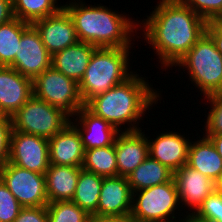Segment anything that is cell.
I'll return each instance as SVG.
<instances>
[{"label":"cell","instance_id":"6da1fadb","mask_svg":"<svg viewBox=\"0 0 222 222\" xmlns=\"http://www.w3.org/2000/svg\"><path fill=\"white\" fill-rule=\"evenodd\" d=\"M157 3L147 18L139 20L138 32L142 31V42L144 38L158 56L156 61L161 65L157 68L168 73L206 33L207 21L180 0Z\"/></svg>","mask_w":222,"mask_h":222},{"label":"cell","instance_id":"7a4b0ae2","mask_svg":"<svg viewBox=\"0 0 222 222\" xmlns=\"http://www.w3.org/2000/svg\"><path fill=\"white\" fill-rule=\"evenodd\" d=\"M145 77L136 71L125 82L90 99L85 107L119 132L141 130L139 124L143 116H149V111L159 102L161 104L163 97V91L156 90Z\"/></svg>","mask_w":222,"mask_h":222},{"label":"cell","instance_id":"3957f363","mask_svg":"<svg viewBox=\"0 0 222 222\" xmlns=\"http://www.w3.org/2000/svg\"><path fill=\"white\" fill-rule=\"evenodd\" d=\"M63 8L71 16L81 42L97 48H124L133 47L135 39L138 42L141 39V36H137L139 20L133 19L132 14L130 17L125 12L111 9L110 5L108 8L101 3L87 5L85 0H69L63 4Z\"/></svg>","mask_w":222,"mask_h":222},{"label":"cell","instance_id":"277c9868","mask_svg":"<svg viewBox=\"0 0 222 222\" xmlns=\"http://www.w3.org/2000/svg\"><path fill=\"white\" fill-rule=\"evenodd\" d=\"M131 49L133 47L97 48L94 51L79 82L84 105L93 97L125 82L136 72L130 66Z\"/></svg>","mask_w":222,"mask_h":222},{"label":"cell","instance_id":"5b68a950","mask_svg":"<svg viewBox=\"0 0 222 222\" xmlns=\"http://www.w3.org/2000/svg\"><path fill=\"white\" fill-rule=\"evenodd\" d=\"M174 66L178 72L187 70L186 76L197 88L195 92H200L201 100L202 95L205 98L222 93V55L206 33Z\"/></svg>","mask_w":222,"mask_h":222},{"label":"cell","instance_id":"8992f818","mask_svg":"<svg viewBox=\"0 0 222 222\" xmlns=\"http://www.w3.org/2000/svg\"><path fill=\"white\" fill-rule=\"evenodd\" d=\"M180 208L173 178L169 182L133 192L130 218L138 222H178L184 216Z\"/></svg>","mask_w":222,"mask_h":222},{"label":"cell","instance_id":"52a82bcc","mask_svg":"<svg viewBox=\"0 0 222 222\" xmlns=\"http://www.w3.org/2000/svg\"><path fill=\"white\" fill-rule=\"evenodd\" d=\"M11 119L14 131L49 140L70 122L71 117L60 108L32 95Z\"/></svg>","mask_w":222,"mask_h":222},{"label":"cell","instance_id":"ba28073f","mask_svg":"<svg viewBox=\"0 0 222 222\" xmlns=\"http://www.w3.org/2000/svg\"><path fill=\"white\" fill-rule=\"evenodd\" d=\"M33 95L58 107L71 118L85 106L79 84L52 66L32 81Z\"/></svg>","mask_w":222,"mask_h":222},{"label":"cell","instance_id":"9c48e42d","mask_svg":"<svg viewBox=\"0 0 222 222\" xmlns=\"http://www.w3.org/2000/svg\"><path fill=\"white\" fill-rule=\"evenodd\" d=\"M0 179L23 207L47 206L45 174L8 162L0 169Z\"/></svg>","mask_w":222,"mask_h":222},{"label":"cell","instance_id":"30bf717a","mask_svg":"<svg viewBox=\"0 0 222 222\" xmlns=\"http://www.w3.org/2000/svg\"><path fill=\"white\" fill-rule=\"evenodd\" d=\"M9 163L45 174L50 166L48 139L12 130Z\"/></svg>","mask_w":222,"mask_h":222},{"label":"cell","instance_id":"8fae6325","mask_svg":"<svg viewBox=\"0 0 222 222\" xmlns=\"http://www.w3.org/2000/svg\"><path fill=\"white\" fill-rule=\"evenodd\" d=\"M51 66V55L42 43L39 32L31 24L21 36L18 54L10 66L32 81Z\"/></svg>","mask_w":222,"mask_h":222},{"label":"cell","instance_id":"7c38bea8","mask_svg":"<svg viewBox=\"0 0 222 222\" xmlns=\"http://www.w3.org/2000/svg\"><path fill=\"white\" fill-rule=\"evenodd\" d=\"M158 132L160 134L157 133L154 139L146 133L149 156L175 172L187 164L189 146L193 138L188 137L191 134L186 135L184 132L182 134L176 129Z\"/></svg>","mask_w":222,"mask_h":222},{"label":"cell","instance_id":"4fadbf2b","mask_svg":"<svg viewBox=\"0 0 222 222\" xmlns=\"http://www.w3.org/2000/svg\"><path fill=\"white\" fill-rule=\"evenodd\" d=\"M173 178L184 213H196L203 201L215 191L213 180L188 165L175 171Z\"/></svg>","mask_w":222,"mask_h":222},{"label":"cell","instance_id":"5bb4252c","mask_svg":"<svg viewBox=\"0 0 222 222\" xmlns=\"http://www.w3.org/2000/svg\"><path fill=\"white\" fill-rule=\"evenodd\" d=\"M32 25L39 32L42 43L51 56L79 41L71 16L64 8Z\"/></svg>","mask_w":222,"mask_h":222},{"label":"cell","instance_id":"9a60e30c","mask_svg":"<svg viewBox=\"0 0 222 222\" xmlns=\"http://www.w3.org/2000/svg\"><path fill=\"white\" fill-rule=\"evenodd\" d=\"M33 95L32 80L10 66H0V112L12 117Z\"/></svg>","mask_w":222,"mask_h":222},{"label":"cell","instance_id":"2e32d148","mask_svg":"<svg viewBox=\"0 0 222 222\" xmlns=\"http://www.w3.org/2000/svg\"><path fill=\"white\" fill-rule=\"evenodd\" d=\"M133 192L127 177H103L97 215L130 216Z\"/></svg>","mask_w":222,"mask_h":222},{"label":"cell","instance_id":"e0dca14e","mask_svg":"<svg viewBox=\"0 0 222 222\" xmlns=\"http://www.w3.org/2000/svg\"><path fill=\"white\" fill-rule=\"evenodd\" d=\"M119 132L115 138L118 176L127 177L148 156L149 146L145 130Z\"/></svg>","mask_w":222,"mask_h":222},{"label":"cell","instance_id":"ac0fdd59","mask_svg":"<svg viewBox=\"0 0 222 222\" xmlns=\"http://www.w3.org/2000/svg\"><path fill=\"white\" fill-rule=\"evenodd\" d=\"M70 122L78 129L84 150L112 145L119 133L109 122L96 116L85 106L70 119Z\"/></svg>","mask_w":222,"mask_h":222},{"label":"cell","instance_id":"d6986e66","mask_svg":"<svg viewBox=\"0 0 222 222\" xmlns=\"http://www.w3.org/2000/svg\"><path fill=\"white\" fill-rule=\"evenodd\" d=\"M50 165L82 168L85 150L78 129L69 122L48 140Z\"/></svg>","mask_w":222,"mask_h":222},{"label":"cell","instance_id":"ffe728a7","mask_svg":"<svg viewBox=\"0 0 222 222\" xmlns=\"http://www.w3.org/2000/svg\"><path fill=\"white\" fill-rule=\"evenodd\" d=\"M96 49L93 44L78 41L53 54L51 66L79 84Z\"/></svg>","mask_w":222,"mask_h":222},{"label":"cell","instance_id":"44dd1931","mask_svg":"<svg viewBox=\"0 0 222 222\" xmlns=\"http://www.w3.org/2000/svg\"><path fill=\"white\" fill-rule=\"evenodd\" d=\"M197 132V135L195 134L197 140L194 139V134L192 136L194 141L190 143L186 165L215 182L222 172V158L211 140L203 134L198 135Z\"/></svg>","mask_w":222,"mask_h":222},{"label":"cell","instance_id":"7402d4cb","mask_svg":"<svg viewBox=\"0 0 222 222\" xmlns=\"http://www.w3.org/2000/svg\"><path fill=\"white\" fill-rule=\"evenodd\" d=\"M81 169L62 165L48 167L45 173L48 203L73 199Z\"/></svg>","mask_w":222,"mask_h":222},{"label":"cell","instance_id":"603a6c76","mask_svg":"<svg viewBox=\"0 0 222 222\" xmlns=\"http://www.w3.org/2000/svg\"><path fill=\"white\" fill-rule=\"evenodd\" d=\"M174 172L167 166L148 156L128 176V183L132 192L169 182L173 179Z\"/></svg>","mask_w":222,"mask_h":222},{"label":"cell","instance_id":"cb8c5ba5","mask_svg":"<svg viewBox=\"0 0 222 222\" xmlns=\"http://www.w3.org/2000/svg\"><path fill=\"white\" fill-rule=\"evenodd\" d=\"M102 183V176L82 168L72 201L89 215H97V205Z\"/></svg>","mask_w":222,"mask_h":222},{"label":"cell","instance_id":"d4e9b609","mask_svg":"<svg viewBox=\"0 0 222 222\" xmlns=\"http://www.w3.org/2000/svg\"><path fill=\"white\" fill-rule=\"evenodd\" d=\"M30 25L17 18L0 25V66H11L14 63L22 33Z\"/></svg>","mask_w":222,"mask_h":222},{"label":"cell","instance_id":"484cf974","mask_svg":"<svg viewBox=\"0 0 222 222\" xmlns=\"http://www.w3.org/2000/svg\"><path fill=\"white\" fill-rule=\"evenodd\" d=\"M116 161L115 145L113 143L107 147L85 150L82 168L102 177L118 176Z\"/></svg>","mask_w":222,"mask_h":222},{"label":"cell","instance_id":"4316f807","mask_svg":"<svg viewBox=\"0 0 222 222\" xmlns=\"http://www.w3.org/2000/svg\"><path fill=\"white\" fill-rule=\"evenodd\" d=\"M58 1L60 2V0H13L14 17L33 24L37 20L59 12L63 5Z\"/></svg>","mask_w":222,"mask_h":222},{"label":"cell","instance_id":"83f0119b","mask_svg":"<svg viewBox=\"0 0 222 222\" xmlns=\"http://www.w3.org/2000/svg\"><path fill=\"white\" fill-rule=\"evenodd\" d=\"M46 208L49 222H89L91 216L72 200L50 202Z\"/></svg>","mask_w":222,"mask_h":222},{"label":"cell","instance_id":"f1b7e54d","mask_svg":"<svg viewBox=\"0 0 222 222\" xmlns=\"http://www.w3.org/2000/svg\"><path fill=\"white\" fill-rule=\"evenodd\" d=\"M205 99V103L203 105H208V107L204 112V117H206V121L204 122L201 133L203 135H217L222 134V93L213 94L203 98ZM208 103V104H206ZM210 105V106H209ZM208 111V113L206 112ZM206 113V114H205Z\"/></svg>","mask_w":222,"mask_h":222},{"label":"cell","instance_id":"f546056e","mask_svg":"<svg viewBox=\"0 0 222 222\" xmlns=\"http://www.w3.org/2000/svg\"><path fill=\"white\" fill-rule=\"evenodd\" d=\"M207 22L222 19V0H180Z\"/></svg>","mask_w":222,"mask_h":222},{"label":"cell","instance_id":"4dcf8cb0","mask_svg":"<svg viewBox=\"0 0 222 222\" xmlns=\"http://www.w3.org/2000/svg\"><path fill=\"white\" fill-rule=\"evenodd\" d=\"M23 206L0 179V222H14Z\"/></svg>","mask_w":222,"mask_h":222},{"label":"cell","instance_id":"1f68e13d","mask_svg":"<svg viewBox=\"0 0 222 222\" xmlns=\"http://www.w3.org/2000/svg\"><path fill=\"white\" fill-rule=\"evenodd\" d=\"M196 214L212 222H222V193L214 191L210 194Z\"/></svg>","mask_w":222,"mask_h":222},{"label":"cell","instance_id":"d6a6232c","mask_svg":"<svg viewBox=\"0 0 222 222\" xmlns=\"http://www.w3.org/2000/svg\"><path fill=\"white\" fill-rule=\"evenodd\" d=\"M12 130V119L6 116L0 122V169L9 162Z\"/></svg>","mask_w":222,"mask_h":222},{"label":"cell","instance_id":"836d02e7","mask_svg":"<svg viewBox=\"0 0 222 222\" xmlns=\"http://www.w3.org/2000/svg\"><path fill=\"white\" fill-rule=\"evenodd\" d=\"M14 222H49L46 206L23 207Z\"/></svg>","mask_w":222,"mask_h":222},{"label":"cell","instance_id":"e575fe53","mask_svg":"<svg viewBox=\"0 0 222 222\" xmlns=\"http://www.w3.org/2000/svg\"><path fill=\"white\" fill-rule=\"evenodd\" d=\"M206 34L212 39L216 49L222 55V19L208 21Z\"/></svg>","mask_w":222,"mask_h":222},{"label":"cell","instance_id":"d590c367","mask_svg":"<svg viewBox=\"0 0 222 222\" xmlns=\"http://www.w3.org/2000/svg\"><path fill=\"white\" fill-rule=\"evenodd\" d=\"M13 4L10 0H0V25L14 19Z\"/></svg>","mask_w":222,"mask_h":222},{"label":"cell","instance_id":"8d00e7d4","mask_svg":"<svg viewBox=\"0 0 222 222\" xmlns=\"http://www.w3.org/2000/svg\"><path fill=\"white\" fill-rule=\"evenodd\" d=\"M130 216H90L89 222H132Z\"/></svg>","mask_w":222,"mask_h":222},{"label":"cell","instance_id":"74e56055","mask_svg":"<svg viewBox=\"0 0 222 222\" xmlns=\"http://www.w3.org/2000/svg\"><path fill=\"white\" fill-rule=\"evenodd\" d=\"M178 222H212L199 217L196 213H185Z\"/></svg>","mask_w":222,"mask_h":222},{"label":"cell","instance_id":"f35d334b","mask_svg":"<svg viewBox=\"0 0 222 222\" xmlns=\"http://www.w3.org/2000/svg\"><path fill=\"white\" fill-rule=\"evenodd\" d=\"M211 140L214 144L219 156L222 158V134L217 135H204Z\"/></svg>","mask_w":222,"mask_h":222},{"label":"cell","instance_id":"ab89813d","mask_svg":"<svg viewBox=\"0 0 222 222\" xmlns=\"http://www.w3.org/2000/svg\"><path fill=\"white\" fill-rule=\"evenodd\" d=\"M215 191L222 193V172L219 178L215 181Z\"/></svg>","mask_w":222,"mask_h":222},{"label":"cell","instance_id":"60d3db41","mask_svg":"<svg viewBox=\"0 0 222 222\" xmlns=\"http://www.w3.org/2000/svg\"><path fill=\"white\" fill-rule=\"evenodd\" d=\"M6 116L4 114H0V122L5 118Z\"/></svg>","mask_w":222,"mask_h":222}]
</instances>
